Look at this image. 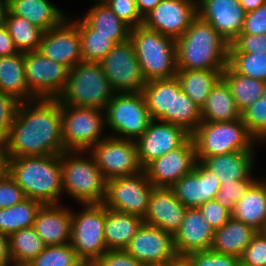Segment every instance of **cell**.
<instances>
[{"instance_id":"44dd1931","label":"cell","mask_w":266,"mask_h":266,"mask_svg":"<svg viewBox=\"0 0 266 266\" xmlns=\"http://www.w3.org/2000/svg\"><path fill=\"white\" fill-rule=\"evenodd\" d=\"M220 187L221 183L214 174L197 161L194 169L182 176L171 189L186 208H198L214 200Z\"/></svg>"},{"instance_id":"4dcf8cb0","label":"cell","mask_w":266,"mask_h":266,"mask_svg":"<svg viewBox=\"0 0 266 266\" xmlns=\"http://www.w3.org/2000/svg\"><path fill=\"white\" fill-rule=\"evenodd\" d=\"M232 217L261 231L266 222V180L258 179L235 204Z\"/></svg>"},{"instance_id":"680465c9","label":"cell","mask_w":266,"mask_h":266,"mask_svg":"<svg viewBox=\"0 0 266 266\" xmlns=\"http://www.w3.org/2000/svg\"><path fill=\"white\" fill-rule=\"evenodd\" d=\"M240 4L247 13L257 9L261 5L266 4V0H240Z\"/></svg>"},{"instance_id":"ee69618b","label":"cell","mask_w":266,"mask_h":266,"mask_svg":"<svg viewBox=\"0 0 266 266\" xmlns=\"http://www.w3.org/2000/svg\"><path fill=\"white\" fill-rule=\"evenodd\" d=\"M250 174L245 180H236L232 183H222L216 196V201L231 213L235 204L246 194L249 188L257 181Z\"/></svg>"},{"instance_id":"5b68a950","label":"cell","mask_w":266,"mask_h":266,"mask_svg":"<svg viewBox=\"0 0 266 266\" xmlns=\"http://www.w3.org/2000/svg\"><path fill=\"white\" fill-rule=\"evenodd\" d=\"M82 153L86 151L61 153L62 190L80 205L102 204L106 196V180L94 157L89 153L88 159L80 156Z\"/></svg>"},{"instance_id":"603a6c76","label":"cell","mask_w":266,"mask_h":266,"mask_svg":"<svg viewBox=\"0 0 266 266\" xmlns=\"http://www.w3.org/2000/svg\"><path fill=\"white\" fill-rule=\"evenodd\" d=\"M214 229L198 208H187L179 230L174 234V247L180 258L195 251L210 250Z\"/></svg>"},{"instance_id":"74e56055","label":"cell","mask_w":266,"mask_h":266,"mask_svg":"<svg viewBox=\"0 0 266 266\" xmlns=\"http://www.w3.org/2000/svg\"><path fill=\"white\" fill-rule=\"evenodd\" d=\"M8 239L13 266H26L46 248L45 243L33 227L13 232Z\"/></svg>"},{"instance_id":"7c38bea8","label":"cell","mask_w":266,"mask_h":266,"mask_svg":"<svg viewBox=\"0 0 266 266\" xmlns=\"http://www.w3.org/2000/svg\"><path fill=\"white\" fill-rule=\"evenodd\" d=\"M114 93H140L146 85L130 39L116 43L99 62Z\"/></svg>"},{"instance_id":"03108f58","label":"cell","mask_w":266,"mask_h":266,"mask_svg":"<svg viewBox=\"0 0 266 266\" xmlns=\"http://www.w3.org/2000/svg\"><path fill=\"white\" fill-rule=\"evenodd\" d=\"M262 97L266 100V82H265V85H264Z\"/></svg>"},{"instance_id":"f546056e","label":"cell","mask_w":266,"mask_h":266,"mask_svg":"<svg viewBox=\"0 0 266 266\" xmlns=\"http://www.w3.org/2000/svg\"><path fill=\"white\" fill-rule=\"evenodd\" d=\"M0 91L19 102L36 99L27 87L24 53L0 56Z\"/></svg>"},{"instance_id":"6da1fadb","label":"cell","mask_w":266,"mask_h":266,"mask_svg":"<svg viewBox=\"0 0 266 266\" xmlns=\"http://www.w3.org/2000/svg\"><path fill=\"white\" fill-rule=\"evenodd\" d=\"M64 151L59 100L20 102L1 150L3 157L47 156Z\"/></svg>"},{"instance_id":"4316f807","label":"cell","mask_w":266,"mask_h":266,"mask_svg":"<svg viewBox=\"0 0 266 266\" xmlns=\"http://www.w3.org/2000/svg\"><path fill=\"white\" fill-rule=\"evenodd\" d=\"M6 9L26 18L43 31L59 25L67 16L49 0H7Z\"/></svg>"},{"instance_id":"f907efd6","label":"cell","mask_w":266,"mask_h":266,"mask_svg":"<svg viewBox=\"0 0 266 266\" xmlns=\"http://www.w3.org/2000/svg\"><path fill=\"white\" fill-rule=\"evenodd\" d=\"M266 34H239L229 45V53H265Z\"/></svg>"},{"instance_id":"83f0119b","label":"cell","mask_w":266,"mask_h":266,"mask_svg":"<svg viewBox=\"0 0 266 266\" xmlns=\"http://www.w3.org/2000/svg\"><path fill=\"white\" fill-rule=\"evenodd\" d=\"M143 223L140 216L106 208L104 239L107 250H125Z\"/></svg>"},{"instance_id":"6125c7cd","label":"cell","mask_w":266,"mask_h":266,"mask_svg":"<svg viewBox=\"0 0 266 266\" xmlns=\"http://www.w3.org/2000/svg\"><path fill=\"white\" fill-rule=\"evenodd\" d=\"M6 4L7 0H0V21L2 20L4 12L6 11Z\"/></svg>"},{"instance_id":"8fae6325","label":"cell","mask_w":266,"mask_h":266,"mask_svg":"<svg viewBox=\"0 0 266 266\" xmlns=\"http://www.w3.org/2000/svg\"><path fill=\"white\" fill-rule=\"evenodd\" d=\"M155 187L146 172L116 177L106 181V208L144 218Z\"/></svg>"},{"instance_id":"e0dca14e","label":"cell","mask_w":266,"mask_h":266,"mask_svg":"<svg viewBox=\"0 0 266 266\" xmlns=\"http://www.w3.org/2000/svg\"><path fill=\"white\" fill-rule=\"evenodd\" d=\"M196 162L195 146L190 137L181 147L150 162L144 171L155 188H171L194 169Z\"/></svg>"},{"instance_id":"8992f818","label":"cell","mask_w":266,"mask_h":266,"mask_svg":"<svg viewBox=\"0 0 266 266\" xmlns=\"http://www.w3.org/2000/svg\"><path fill=\"white\" fill-rule=\"evenodd\" d=\"M114 94L100 63L80 62L69 69L67 86L58 100L60 105L104 111Z\"/></svg>"},{"instance_id":"9c48e42d","label":"cell","mask_w":266,"mask_h":266,"mask_svg":"<svg viewBox=\"0 0 266 266\" xmlns=\"http://www.w3.org/2000/svg\"><path fill=\"white\" fill-rule=\"evenodd\" d=\"M104 127L103 110L61 105L62 142L66 151H89L106 138L102 137Z\"/></svg>"},{"instance_id":"6f0895ef","label":"cell","mask_w":266,"mask_h":266,"mask_svg":"<svg viewBox=\"0 0 266 266\" xmlns=\"http://www.w3.org/2000/svg\"><path fill=\"white\" fill-rule=\"evenodd\" d=\"M162 0H136L137 8L142 17L154 9Z\"/></svg>"},{"instance_id":"8d00e7d4","label":"cell","mask_w":266,"mask_h":266,"mask_svg":"<svg viewBox=\"0 0 266 266\" xmlns=\"http://www.w3.org/2000/svg\"><path fill=\"white\" fill-rule=\"evenodd\" d=\"M43 204L31 198L8 208H0V231L9 236L23 228L33 227L36 215Z\"/></svg>"},{"instance_id":"ba28073f","label":"cell","mask_w":266,"mask_h":266,"mask_svg":"<svg viewBox=\"0 0 266 266\" xmlns=\"http://www.w3.org/2000/svg\"><path fill=\"white\" fill-rule=\"evenodd\" d=\"M104 112L105 125L115 133L111 137L119 139L136 141L152 121L142 92L115 93Z\"/></svg>"},{"instance_id":"9a60e30c","label":"cell","mask_w":266,"mask_h":266,"mask_svg":"<svg viewBox=\"0 0 266 266\" xmlns=\"http://www.w3.org/2000/svg\"><path fill=\"white\" fill-rule=\"evenodd\" d=\"M197 16V0H162L143 17L142 25L176 40Z\"/></svg>"},{"instance_id":"f5cc1de1","label":"cell","mask_w":266,"mask_h":266,"mask_svg":"<svg viewBox=\"0 0 266 266\" xmlns=\"http://www.w3.org/2000/svg\"><path fill=\"white\" fill-rule=\"evenodd\" d=\"M240 34H266V4L245 14Z\"/></svg>"},{"instance_id":"9f6ffc18","label":"cell","mask_w":266,"mask_h":266,"mask_svg":"<svg viewBox=\"0 0 266 266\" xmlns=\"http://www.w3.org/2000/svg\"><path fill=\"white\" fill-rule=\"evenodd\" d=\"M0 265L13 266V262L10 257L9 239L8 236L0 231Z\"/></svg>"},{"instance_id":"003e7915","label":"cell","mask_w":266,"mask_h":266,"mask_svg":"<svg viewBox=\"0 0 266 266\" xmlns=\"http://www.w3.org/2000/svg\"><path fill=\"white\" fill-rule=\"evenodd\" d=\"M261 232L266 236V222H265Z\"/></svg>"},{"instance_id":"484cf974","label":"cell","mask_w":266,"mask_h":266,"mask_svg":"<svg viewBox=\"0 0 266 266\" xmlns=\"http://www.w3.org/2000/svg\"><path fill=\"white\" fill-rule=\"evenodd\" d=\"M93 1L96 4L83 19H78V30H95V34L113 35L115 43L128 40L131 27L119 19L102 0Z\"/></svg>"},{"instance_id":"ac0fdd59","label":"cell","mask_w":266,"mask_h":266,"mask_svg":"<svg viewBox=\"0 0 266 266\" xmlns=\"http://www.w3.org/2000/svg\"><path fill=\"white\" fill-rule=\"evenodd\" d=\"M190 137V133L177 125L152 120L135 141L141 165L145 168L155 159L181 147Z\"/></svg>"},{"instance_id":"30bf717a","label":"cell","mask_w":266,"mask_h":266,"mask_svg":"<svg viewBox=\"0 0 266 266\" xmlns=\"http://www.w3.org/2000/svg\"><path fill=\"white\" fill-rule=\"evenodd\" d=\"M82 212L72 211L70 244L80 259L98 260L106 251L104 204H83Z\"/></svg>"},{"instance_id":"52a82bcc","label":"cell","mask_w":266,"mask_h":266,"mask_svg":"<svg viewBox=\"0 0 266 266\" xmlns=\"http://www.w3.org/2000/svg\"><path fill=\"white\" fill-rule=\"evenodd\" d=\"M196 159L202 162L206 157L248 151L256 139L248 132L242 119L221 122H201L191 134Z\"/></svg>"},{"instance_id":"ab89813d","label":"cell","mask_w":266,"mask_h":266,"mask_svg":"<svg viewBox=\"0 0 266 266\" xmlns=\"http://www.w3.org/2000/svg\"><path fill=\"white\" fill-rule=\"evenodd\" d=\"M83 62L99 63L116 44L113 35L95 34V30H79Z\"/></svg>"},{"instance_id":"bcb514c9","label":"cell","mask_w":266,"mask_h":266,"mask_svg":"<svg viewBox=\"0 0 266 266\" xmlns=\"http://www.w3.org/2000/svg\"><path fill=\"white\" fill-rule=\"evenodd\" d=\"M19 103L12 95L0 91V151L8 138Z\"/></svg>"},{"instance_id":"2e32d148","label":"cell","mask_w":266,"mask_h":266,"mask_svg":"<svg viewBox=\"0 0 266 266\" xmlns=\"http://www.w3.org/2000/svg\"><path fill=\"white\" fill-rule=\"evenodd\" d=\"M67 17L56 27L44 31L38 51L69 69L83 62L78 20Z\"/></svg>"},{"instance_id":"f35d334b","label":"cell","mask_w":266,"mask_h":266,"mask_svg":"<svg viewBox=\"0 0 266 266\" xmlns=\"http://www.w3.org/2000/svg\"><path fill=\"white\" fill-rule=\"evenodd\" d=\"M142 94L152 120H159L165 113H171L172 78L147 81Z\"/></svg>"},{"instance_id":"60d3db41","label":"cell","mask_w":266,"mask_h":266,"mask_svg":"<svg viewBox=\"0 0 266 266\" xmlns=\"http://www.w3.org/2000/svg\"><path fill=\"white\" fill-rule=\"evenodd\" d=\"M228 65L236 73L266 82V52L228 53Z\"/></svg>"},{"instance_id":"5bb4252c","label":"cell","mask_w":266,"mask_h":266,"mask_svg":"<svg viewBox=\"0 0 266 266\" xmlns=\"http://www.w3.org/2000/svg\"><path fill=\"white\" fill-rule=\"evenodd\" d=\"M88 153L96 161L104 179L128 176L144 170L140 163L135 141L119 139L107 135Z\"/></svg>"},{"instance_id":"816d5d0a","label":"cell","mask_w":266,"mask_h":266,"mask_svg":"<svg viewBox=\"0 0 266 266\" xmlns=\"http://www.w3.org/2000/svg\"><path fill=\"white\" fill-rule=\"evenodd\" d=\"M198 209L214 231L221 228L232 217V213L222 207L216 199L207 201Z\"/></svg>"},{"instance_id":"681fc988","label":"cell","mask_w":266,"mask_h":266,"mask_svg":"<svg viewBox=\"0 0 266 266\" xmlns=\"http://www.w3.org/2000/svg\"><path fill=\"white\" fill-rule=\"evenodd\" d=\"M26 197L24 191L15 180L6 172L0 175V208H8L23 201Z\"/></svg>"},{"instance_id":"7a4b0ae2","label":"cell","mask_w":266,"mask_h":266,"mask_svg":"<svg viewBox=\"0 0 266 266\" xmlns=\"http://www.w3.org/2000/svg\"><path fill=\"white\" fill-rule=\"evenodd\" d=\"M5 170L27 198L59 204L62 190L61 154L5 158Z\"/></svg>"},{"instance_id":"e7e4bbea","label":"cell","mask_w":266,"mask_h":266,"mask_svg":"<svg viewBox=\"0 0 266 266\" xmlns=\"http://www.w3.org/2000/svg\"><path fill=\"white\" fill-rule=\"evenodd\" d=\"M5 170V158L2 155V152L0 151V175Z\"/></svg>"},{"instance_id":"3957f363","label":"cell","mask_w":266,"mask_h":266,"mask_svg":"<svg viewBox=\"0 0 266 266\" xmlns=\"http://www.w3.org/2000/svg\"><path fill=\"white\" fill-rule=\"evenodd\" d=\"M175 41L177 69L224 70L228 65L230 44L199 16Z\"/></svg>"},{"instance_id":"b9f144b4","label":"cell","mask_w":266,"mask_h":266,"mask_svg":"<svg viewBox=\"0 0 266 266\" xmlns=\"http://www.w3.org/2000/svg\"><path fill=\"white\" fill-rule=\"evenodd\" d=\"M80 258L70 243L46 246L26 266H75Z\"/></svg>"},{"instance_id":"be15d7a7","label":"cell","mask_w":266,"mask_h":266,"mask_svg":"<svg viewBox=\"0 0 266 266\" xmlns=\"http://www.w3.org/2000/svg\"><path fill=\"white\" fill-rule=\"evenodd\" d=\"M176 266H192L185 258H179L176 261Z\"/></svg>"},{"instance_id":"e575fe53","label":"cell","mask_w":266,"mask_h":266,"mask_svg":"<svg viewBox=\"0 0 266 266\" xmlns=\"http://www.w3.org/2000/svg\"><path fill=\"white\" fill-rule=\"evenodd\" d=\"M222 79L241 113L262 97L265 82L236 73L229 65L222 71Z\"/></svg>"},{"instance_id":"db71d44e","label":"cell","mask_w":266,"mask_h":266,"mask_svg":"<svg viewBox=\"0 0 266 266\" xmlns=\"http://www.w3.org/2000/svg\"><path fill=\"white\" fill-rule=\"evenodd\" d=\"M99 266H144L125 250H107L98 260Z\"/></svg>"},{"instance_id":"836d02e7","label":"cell","mask_w":266,"mask_h":266,"mask_svg":"<svg viewBox=\"0 0 266 266\" xmlns=\"http://www.w3.org/2000/svg\"><path fill=\"white\" fill-rule=\"evenodd\" d=\"M222 71L177 69L176 78L182 91L201 109L211 89L222 78Z\"/></svg>"},{"instance_id":"277c9868","label":"cell","mask_w":266,"mask_h":266,"mask_svg":"<svg viewBox=\"0 0 266 266\" xmlns=\"http://www.w3.org/2000/svg\"><path fill=\"white\" fill-rule=\"evenodd\" d=\"M130 41L146 81L176 77V41L143 25L131 28Z\"/></svg>"},{"instance_id":"7bdbcfd3","label":"cell","mask_w":266,"mask_h":266,"mask_svg":"<svg viewBox=\"0 0 266 266\" xmlns=\"http://www.w3.org/2000/svg\"><path fill=\"white\" fill-rule=\"evenodd\" d=\"M241 119L257 142L266 141V100L263 97L246 108L241 113Z\"/></svg>"},{"instance_id":"7dc6e473","label":"cell","mask_w":266,"mask_h":266,"mask_svg":"<svg viewBox=\"0 0 266 266\" xmlns=\"http://www.w3.org/2000/svg\"><path fill=\"white\" fill-rule=\"evenodd\" d=\"M241 266H266V236L258 231L239 258Z\"/></svg>"},{"instance_id":"f1b7e54d","label":"cell","mask_w":266,"mask_h":266,"mask_svg":"<svg viewBox=\"0 0 266 266\" xmlns=\"http://www.w3.org/2000/svg\"><path fill=\"white\" fill-rule=\"evenodd\" d=\"M257 232L253 227L231 217L221 228L215 230L210 250L240 258Z\"/></svg>"},{"instance_id":"1f68e13d","label":"cell","mask_w":266,"mask_h":266,"mask_svg":"<svg viewBox=\"0 0 266 266\" xmlns=\"http://www.w3.org/2000/svg\"><path fill=\"white\" fill-rule=\"evenodd\" d=\"M159 121L177 125L192 134L201 123V109L185 94L176 77L172 78L171 113Z\"/></svg>"},{"instance_id":"d4e9b609","label":"cell","mask_w":266,"mask_h":266,"mask_svg":"<svg viewBox=\"0 0 266 266\" xmlns=\"http://www.w3.org/2000/svg\"><path fill=\"white\" fill-rule=\"evenodd\" d=\"M254 147L248 151L206 157L201 163L214 174L220 183L245 180L253 171L255 164Z\"/></svg>"},{"instance_id":"7402d4cb","label":"cell","mask_w":266,"mask_h":266,"mask_svg":"<svg viewBox=\"0 0 266 266\" xmlns=\"http://www.w3.org/2000/svg\"><path fill=\"white\" fill-rule=\"evenodd\" d=\"M186 209L171 188H154L143 220L145 224L174 236L182 224Z\"/></svg>"},{"instance_id":"91938a15","label":"cell","mask_w":266,"mask_h":266,"mask_svg":"<svg viewBox=\"0 0 266 266\" xmlns=\"http://www.w3.org/2000/svg\"><path fill=\"white\" fill-rule=\"evenodd\" d=\"M75 266H99L97 260L80 259Z\"/></svg>"},{"instance_id":"d6986e66","label":"cell","mask_w":266,"mask_h":266,"mask_svg":"<svg viewBox=\"0 0 266 266\" xmlns=\"http://www.w3.org/2000/svg\"><path fill=\"white\" fill-rule=\"evenodd\" d=\"M125 251L143 264L177 261L173 235L143 223Z\"/></svg>"},{"instance_id":"11a10c76","label":"cell","mask_w":266,"mask_h":266,"mask_svg":"<svg viewBox=\"0 0 266 266\" xmlns=\"http://www.w3.org/2000/svg\"><path fill=\"white\" fill-rule=\"evenodd\" d=\"M17 53H19V51L17 50L6 25L1 20L0 21V56H9V55L17 54Z\"/></svg>"},{"instance_id":"d590c367","label":"cell","mask_w":266,"mask_h":266,"mask_svg":"<svg viewBox=\"0 0 266 266\" xmlns=\"http://www.w3.org/2000/svg\"><path fill=\"white\" fill-rule=\"evenodd\" d=\"M2 21L6 25L19 52L38 51L44 32L42 29L30 23L26 18L10 13L7 9L4 12Z\"/></svg>"},{"instance_id":"cb8c5ba5","label":"cell","mask_w":266,"mask_h":266,"mask_svg":"<svg viewBox=\"0 0 266 266\" xmlns=\"http://www.w3.org/2000/svg\"><path fill=\"white\" fill-rule=\"evenodd\" d=\"M33 228L46 246L70 243L72 210L61 204H45L39 209Z\"/></svg>"},{"instance_id":"f6af8a7d","label":"cell","mask_w":266,"mask_h":266,"mask_svg":"<svg viewBox=\"0 0 266 266\" xmlns=\"http://www.w3.org/2000/svg\"><path fill=\"white\" fill-rule=\"evenodd\" d=\"M185 259L192 266H240L238 257L213 252L212 250L191 252Z\"/></svg>"},{"instance_id":"d6a6232c","label":"cell","mask_w":266,"mask_h":266,"mask_svg":"<svg viewBox=\"0 0 266 266\" xmlns=\"http://www.w3.org/2000/svg\"><path fill=\"white\" fill-rule=\"evenodd\" d=\"M241 119V112L226 82L221 78L211 89L201 108V122H221Z\"/></svg>"},{"instance_id":"4fadbf2b","label":"cell","mask_w":266,"mask_h":266,"mask_svg":"<svg viewBox=\"0 0 266 266\" xmlns=\"http://www.w3.org/2000/svg\"><path fill=\"white\" fill-rule=\"evenodd\" d=\"M26 83L36 99H58L67 86L69 68L39 51L24 53Z\"/></svg>"},{"instance_id":"c3c4849f","label":"cell","mask_w":266,"mask_h":266,"mask_svg":"<svg viewBox=\"0 0 266 266\" xmlns=\"http://www.w3.org/2000/svg\"><path fill=\"white\" fill-rule=\"evenodd\" d=\"M117 16L131 28L141 26V16L136 0H102Z\"/></svg>"},{"instance_id":"ffe728a7","label":"cell","mask_w":266,"mask_h":266,"mask_svg":"<svg viewBox=\"0 0 266 266\" xmlns=\"http://www.w3.org/2000/svg\"><path fill=\"white\" fill-rule=\"evenodd\" d=\"M197 13L229 44L240 34L246 14L240 0H197Z\"/></svg>"},{"instance_id":"94428289","label":"cell","mask_w":266,"mask_h":266,"mask_svg":"<svg viewBox=\"0 0 266 266\" xmlns=\"http://www.w3.org/2000/svg\"><path fill=\"white\" fill-rule=\"evenodd\" d=\"M144 266H176V261H168L164 263L144 264Z\"/></svg>"}]
</instances>
